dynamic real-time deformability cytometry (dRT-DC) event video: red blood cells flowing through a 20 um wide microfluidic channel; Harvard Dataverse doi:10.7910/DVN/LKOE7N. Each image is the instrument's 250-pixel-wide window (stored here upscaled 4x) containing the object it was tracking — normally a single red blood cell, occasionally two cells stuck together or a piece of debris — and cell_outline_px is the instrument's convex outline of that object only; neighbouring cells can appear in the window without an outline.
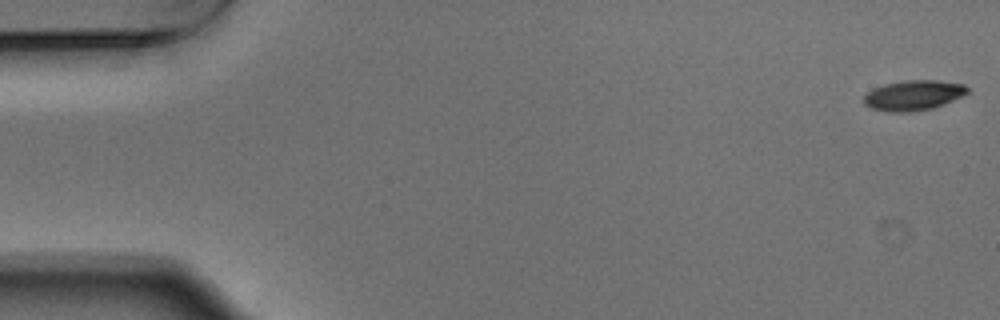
{"species": "Egyptian fruit bat (a non-hibernating species)", "species_latin": "Rousettus aegyptiacus", "temperature_condition": "warm", "stored_images_in_passage": 54, "camera_frame_rate_fps": 3000, "um_per_image_px": 0.085, "animal": {"sex": "male"}, "frame": {"image": 1, "passage_image": 1, "time_ms": 0.0, "image_size_px": [1000, 320], "cell_outline_px": [[968, 92], [944, 104], [932, 108], [912, 112], [888, 112], [872, 108], [864, 104], [864, 96], [872, 88], [884, 84], [904, 80], [936, 80], [964, 84], [968, 88]], "centroid_in_image_um": [77.61, 8.1], "position_along_channel_um": 7.4, "area_um2": 18.15}}
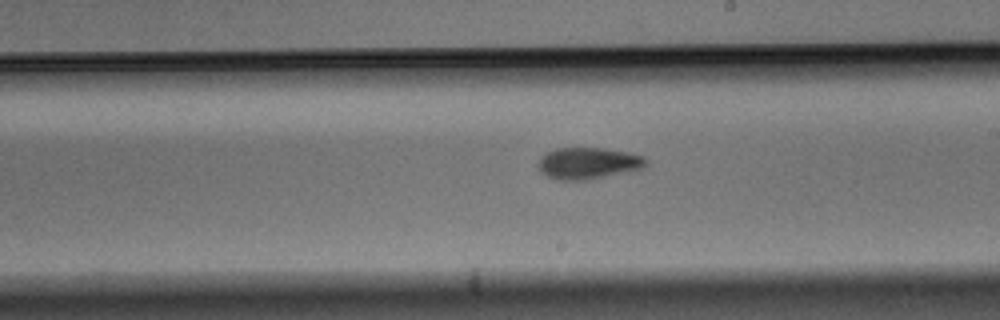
{"frame": {"image": 2, "passage_image": 31, "time_ms": 10.0, "image_size_px": [1000, 320], "cell_outline_px": [[648, 164], [644, 168], [588, 180], [560, 180], [548, 176], [540, 172], [536, 168], [536, 164], [540, 156], [544, 152], [556, 148], [604, 148], [628, 152], [644, 156], [648, 160]], "centroid_in_image_um": [49.96, 13.87], "position_along_channel_um": 239.0, "area_um2": 20.23}}
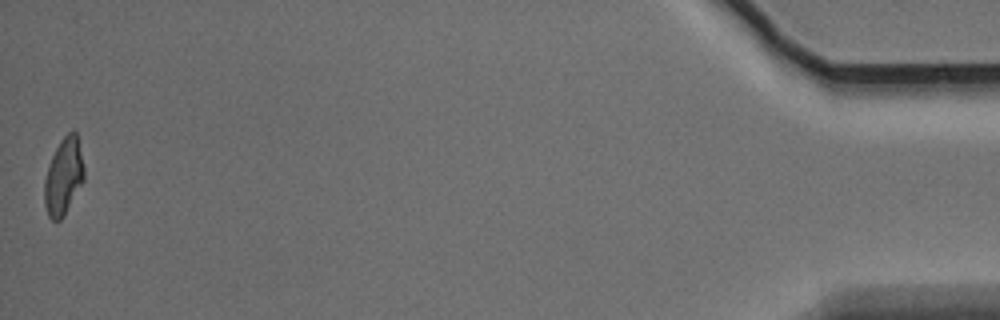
{"frame": {"image": 3, "passage_image": 54, "time_ms": 17.667, "image_size_px": [1000, 320], "cell_outline_px": [[84, 180], [64, 216], [60, 220], [52, 220], [48, 216], [44, 204], [44, 180], [48, 164], [60, 140], [72, 128], [76, 132], [84, 168]], "centroid_in_image_um": [5.39, 15.0], "position_along_channel_um": 429.8, "area_um2": 17.8}, "authors_computed_cell_mechanics": {"area_um2": 18.9584, "velocity_mm_per_s": 3.7231, "shape_relaxation_time_tau1_ms": 4.0609, "shape_relaxation_time_tau2_ms": 3.5391, "deformation_change_tau1": 0.1479, "deformation_change_tau2": 0.0958}}